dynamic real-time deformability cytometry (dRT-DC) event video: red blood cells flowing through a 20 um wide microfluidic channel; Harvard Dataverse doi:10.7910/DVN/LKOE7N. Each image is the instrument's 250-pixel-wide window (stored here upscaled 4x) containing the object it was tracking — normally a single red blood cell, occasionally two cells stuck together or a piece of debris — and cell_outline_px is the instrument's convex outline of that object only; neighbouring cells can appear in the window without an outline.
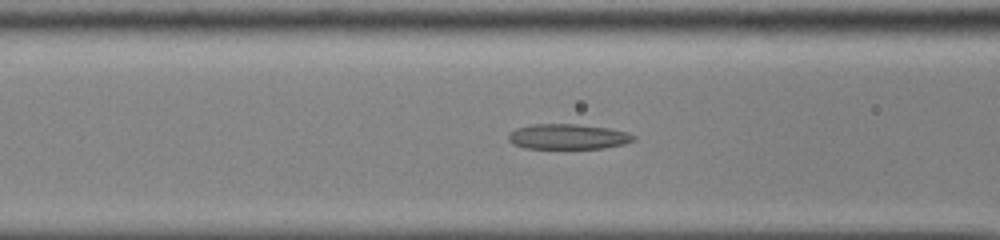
{"species": "common noctule bat (a hibernating species)", "species_latin": "Nyctalus noctula", "temperature_condition": "cold", "stored_images_in_passage": 46, "camera_frame_rate_fps": 3000, "um_per_image_px": 0.085, "animal": {"sex": "male", "body_mass_g": 13.0, "forearm_length_mm": 53.1}, "frame": {"image": 1, "passage_image": 16, "time_ms": 5.0, "image_size_px": [1000, 240], "cell_outline_px": [[636, 140], [624, 144], [604, 148], [524, 148], [512, 144], [508, 140], [508, 136], [516, 128], [532, 124], [576, 124], [608, 128], [628, 132], [636, 136]], "centroid_in_image_um": [48.29, 11.61], "position_along_channel_um": 118.3, "area_um2": 18.44}}
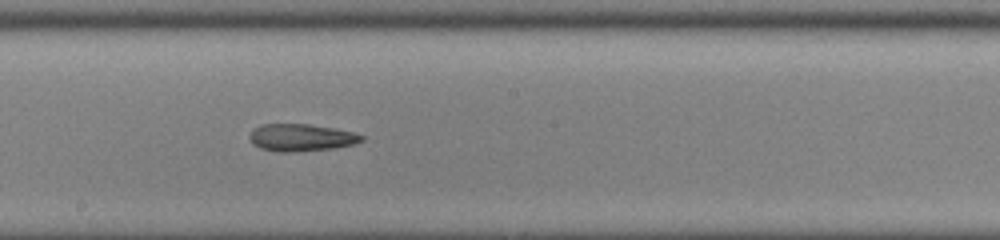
{"frame": {"image": 2, "passage_image": 24, "time_ms": 7.667, "image_size_px": [1000, 240], "cell_outline_px": [[364, 140], [356, 144], [332, 148], [296, 152], [276, 152], [260, 148], [252, 144], [248, 136], [252, 128], [260, 124], [308, 124], [332, 128], [352, 132], [364, 136]], "centroid_in_image_um": [25.55, 11.7], "position_along_channel_um": 222.7, "area_um2": 17.98}}
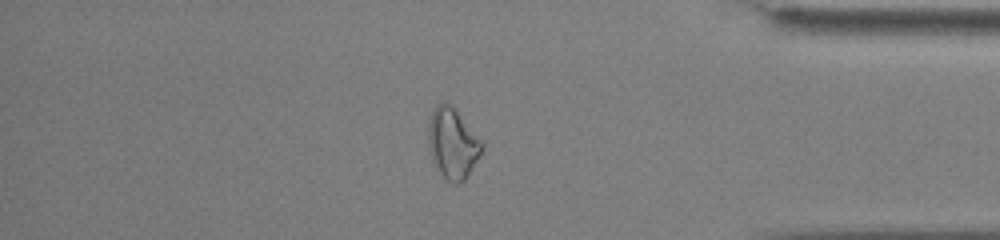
{"frame": {"image": 3, "passage_image": 39, "time_ms": 12.667, "image_size_px": [1000, 240], "cell_outline_px": [[484, 148], [480, 156], [468, 176], [464, 180], [456, 184], [452, 184], [436, 168], [432, 160], [428, 144], [428, 120], [436, 104], [452, 104], [484, 140]], "centroid_in_image_um": [38.51, 12.17], "position_along_channel_um": 396.7, "area_um2": 22.54}}